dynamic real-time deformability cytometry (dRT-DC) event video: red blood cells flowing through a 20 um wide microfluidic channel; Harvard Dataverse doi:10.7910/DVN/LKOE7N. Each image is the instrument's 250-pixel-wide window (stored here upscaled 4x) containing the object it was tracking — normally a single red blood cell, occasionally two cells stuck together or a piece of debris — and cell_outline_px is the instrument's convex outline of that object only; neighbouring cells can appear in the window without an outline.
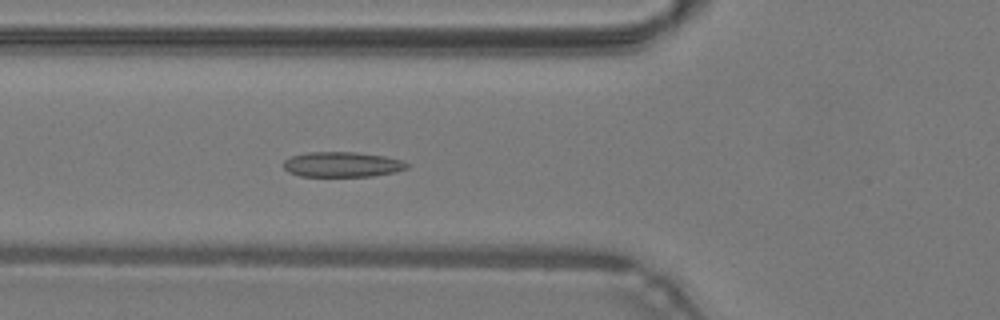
{"species": "common noctule bat (a hibernating species)", "species_latin": "Nyctalus noctula", "temperature_condition": "warm", "stored_images_in_passage": 48, "camera_frame_rate_fps": 3000, "um_per_image_px": 0.085, "animal": {"sex": "male", "body_mass_g": 19.2, "forearm_length_mm": 51.8}, "frame": {"image": 1, "passage_image": 18, "time_ms": 5.667, "image_size_px": [1000, 320], "cell_outline_px": [[408, 168], [396, 172], [372, 176], [300, 176], [288, 172], [284, 168], [284, 160], [292, 156], [308, 152], [356, 152], [384, 156], [400, 160], [408, 164]], "centroid_in_image_um": [29.08, 13.98], "position_along_channel_um": 96.7, "area_um2": 18.03}}
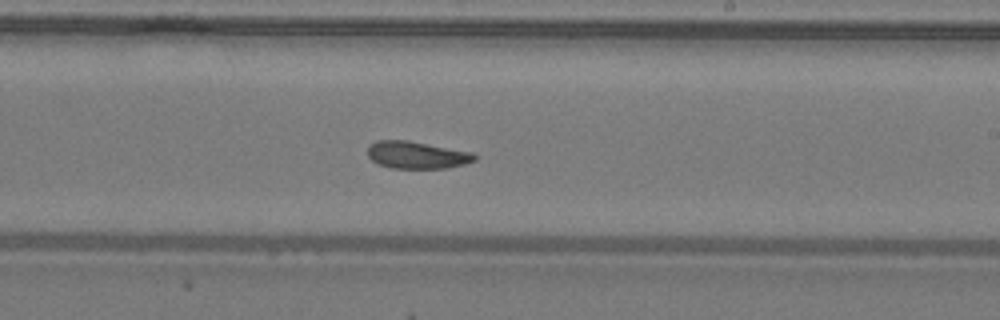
{"frame": {"image": 2, "passage_image": 29, "time_ms": 9.333, "image_size_px": [1000, 320], "cell_outline_px": [[476, 160], [464, 164], [448, 168], [388, 168], [372, 160], [368, 156], [368, 144], [376, 140], [408, 140], [472, 152], [476, 156]], "centroid_in_image_um": [35.41, 13.17], "position_along_channel_um": 253.6, "area_um2": 17.05}}
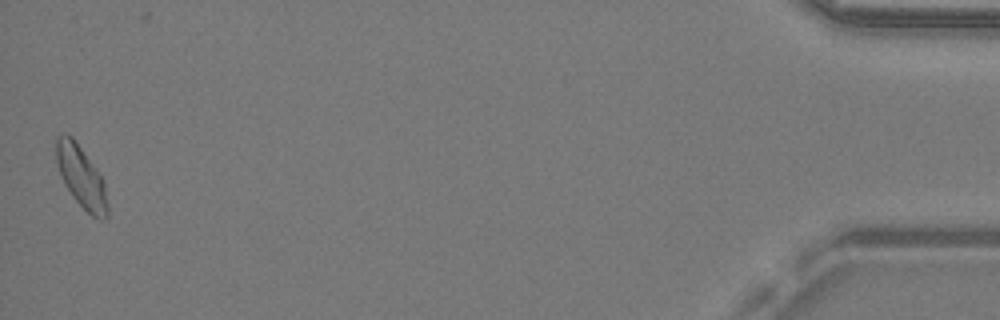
{"frame": {"image": 3, "passage_image": 48, "time_ms": 15.667, "image_size_px": [1000, 320], "cell_outline_px": [[108, 216], [104, 220], [100, 220], [92, 216], [72, 196], [64, 184], [56, 160], [56, 136], [72, 136], [96, 168], [104, 184], [108, 204]], "centroid_in_image_um": [6.92, 15.07], "position_along_channel_um": 428.3, "area_um2": 18.09}, "authors_computed_cell_mechanics": {"area_um2": 17.7446, "velocity_mm_per_s": 4.2657, "shape_relaxation_time_tau1_ms": null, "shape_relaxation_time_tau2_ms": 3.4319, "deformation_change_tau1": null, "deformation_change_tau2": 0.0703}}